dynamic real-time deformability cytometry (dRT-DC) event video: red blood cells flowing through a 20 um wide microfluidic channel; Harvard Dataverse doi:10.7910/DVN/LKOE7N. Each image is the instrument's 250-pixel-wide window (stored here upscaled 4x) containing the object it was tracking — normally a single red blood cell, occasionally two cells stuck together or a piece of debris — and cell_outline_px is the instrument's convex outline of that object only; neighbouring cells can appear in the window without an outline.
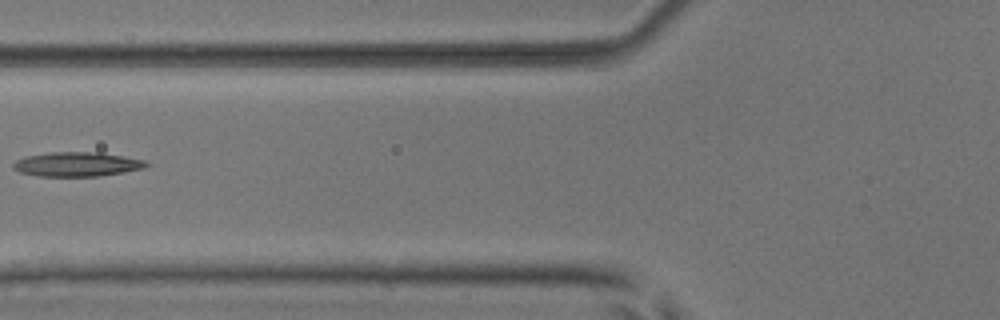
{"species": "common noctule bat (a hibernating species)", "species_latin": "Nyctalus noctula", "temperature_condition": "room temperature", "stored_images_in_passage": 4, "camera_frame_rate_fps": 3000, "um_per_image_px": 0.085, "animal": {"sex": "male", "body_mass_g": 17.9, "forearm_length_mm": 54.2}, "frame": {"image": 1, "passage_image": 3, "time_ms": 0.667, "image_size_px": [1000, 320], "cell_outline_px": [[148, 164], [144, 168], [124, 172], [100, 176], [36, 176], [20, 172], [12, 168], [12, 164], [16, 160], [28, 156], [52, 152], [100, 152], [148, 160]], "centroid_in_image_um": [6.57, 13.96], "position_along_channel_um": 119.2, "area_um2": 18.96}}
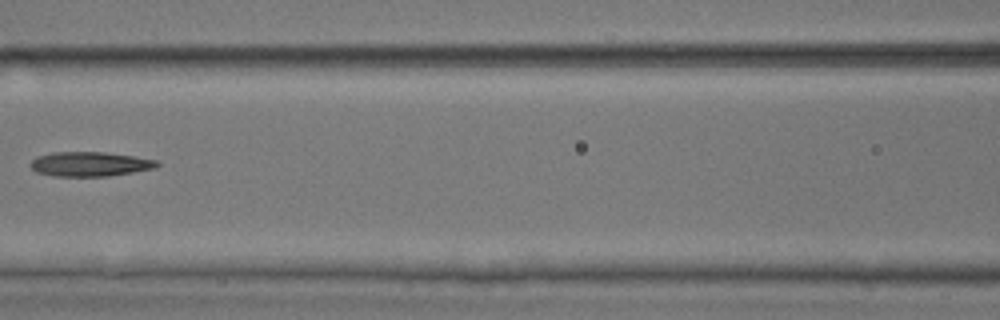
{"frame": {"image": 2, "passage_image": 4, "time_ms": 1.0, "image_size_px": [1000, 320], "cell_outline_px": [[160, 164], [156, 168], [108, 176], [56, 176], [36, 172], [28, 164], [36, 156], [52, 152], [104, 152], [132, 156], [156, 160]], "centroid_in_image_um": [7.61, 13.94], "position_along_channel_um": 159.0, "area_um2": 18.03}}